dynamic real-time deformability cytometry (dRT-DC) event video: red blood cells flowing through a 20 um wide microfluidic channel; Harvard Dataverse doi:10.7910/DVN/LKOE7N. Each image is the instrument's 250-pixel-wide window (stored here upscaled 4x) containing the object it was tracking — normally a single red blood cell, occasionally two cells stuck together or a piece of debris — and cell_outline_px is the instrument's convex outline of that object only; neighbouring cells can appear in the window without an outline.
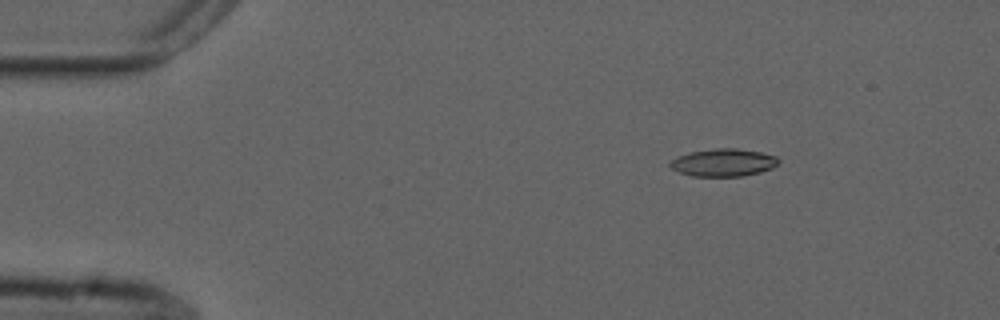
{"species": "common noctule bat (a hibernating species)", "species_latin": "Nyctalus noctula", "temperature_condition": "cold", "stored_images_in_passage": 5, "camera_frame_rate_fps": 3000, "um_per_image_px": 0.085, "animal": {"sex": "male", "forearm_length_mm": 52.5}, "frame": {"image": 1, "passage_image": 2, "time_ms": 0.333, "image_size_px": [1000, 320], "cell_outline_px": [[780, 160], [772, 168], [760, 172], [744, 176], [692, 176], [680, 172], [672, 168], [668, 164], [676, 156], [688, 152], [716, 148], [736, 148], [760, 152], [776, 156]], "centroid_in_image_um": [61.47, 13.81], "position_along_channel_um": 23.5, "area_um2": 17.46}}
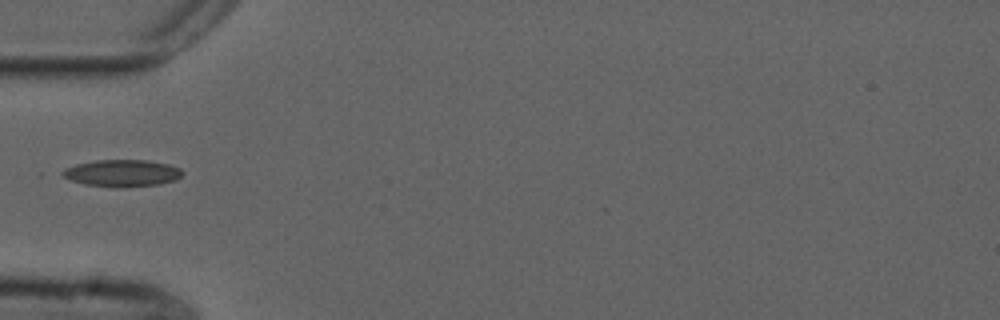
{"frame": {"image": 2, "passage_image": 5, "time_ms": 1.333, "image_size_px": [1000, 320], "cell_outline_px": [[184, 172], [176, 180], [160, 184], [120, 188], [116, 188], [84, 184], [68, 180], [56, 172], [64, 168], [76, 164], [96, 160], [148, 160], [168, 164], [180, 168]], "centroid_in_image_um": [10.32, 14.72], "position_along_channel_um": 74.7, "area_um2": 19.25}}